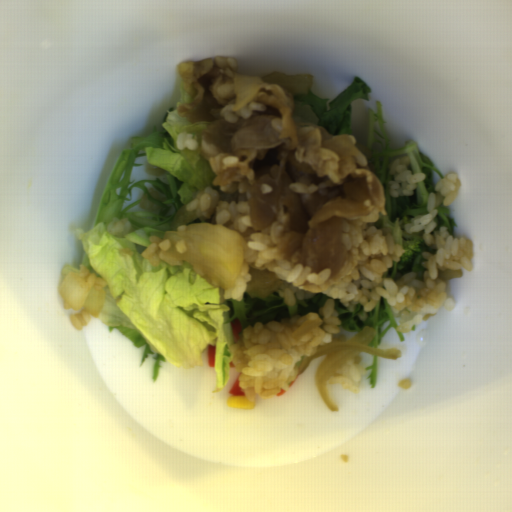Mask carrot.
Instances as JSON below:
<instances>
[{"mask_svg":"<svg viewBox=\"0 0 512 512\" xmlns=\"http://www.w3.org/2000/svg\"><path fill=\"white\" fill-rule=\"evenodd\" d=\"M229 325L232 331L234 342L236 344L241 338V332L243 330L241 321L238 318L233 319L232 321H230Z\"/></svg>","mask_w":512,"mask_h":512,"instance_id":"carrot-1","label":"carrot"},{"mask_svg":"<svg viewBox=\"0 0 512 512\" xmlns=\"http://www.w3.org/2000/svg\"><path fill=\"white\" fill-rule=\"evenodd\" d=\"M216 364V346L207 345V367L214 369Z\"/></svg>","mask_w":512,"mask_h":512,"instance_id":"carrot-2","label":"carrot"},{"mask_svg":"<svg viewBox=\"0 0 512 512\" xmlns=\"http://www.w3.org/2000/svg\"><path fill=\"white\" fill-rule=\"evenodd\" d=\"M239 377H240V374L239 376L234 380L230 390H229V393L234 395V396H246L245 393L242 391V389L240 388L239 386Z\"/></svg>","mask_w":512,"mask_h":512,"instance_id":"carrot-3","label":"carrot"}]
</instances>
